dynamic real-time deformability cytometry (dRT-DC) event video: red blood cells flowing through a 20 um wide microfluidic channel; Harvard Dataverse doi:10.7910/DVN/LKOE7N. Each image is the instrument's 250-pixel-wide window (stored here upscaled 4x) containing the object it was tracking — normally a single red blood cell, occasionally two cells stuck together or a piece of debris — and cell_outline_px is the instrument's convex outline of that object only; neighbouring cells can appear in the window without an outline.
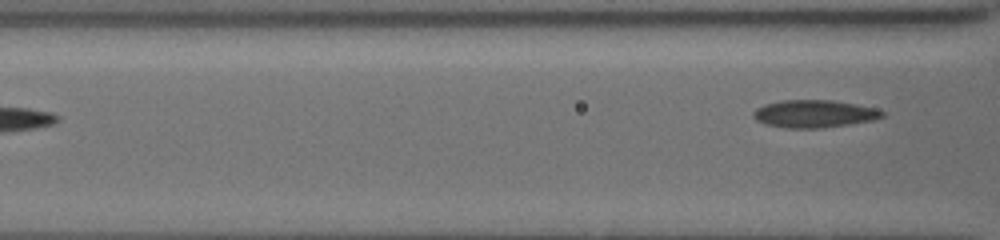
{"species": "common noctule bat (a hibernating species)", "species_latin": "Nyctalus noctula", "temperature_condition": "cold", "stored_images_in_passage": 16, "segment_of_instrument_passage": [2, 2], "camera_frame_rate_fps": 3000, "um_per_image_px": 0.085, "animal": {"sex": "female", "body_mass_g": 19.5, "forearm_length_mm": 54.1}, "frame": {"image": 1, "passage_image": 16, "time_ms": 9.667, "image_size_px": [1000, 240], "cell_outline_px": [[884, 116], [872, 120], [824, 128], [788, 128], [768, 124], [756, 120], [752, 116], [752, 112], [756, 108], [764, 104], [780, 100], [832, 100], [856, 104], [876, 108], [884, 112]], "centroid_in_image_um": [69.19, 9.66], "position_along_channel_um": 97.4, "area_um2": 20.69}}